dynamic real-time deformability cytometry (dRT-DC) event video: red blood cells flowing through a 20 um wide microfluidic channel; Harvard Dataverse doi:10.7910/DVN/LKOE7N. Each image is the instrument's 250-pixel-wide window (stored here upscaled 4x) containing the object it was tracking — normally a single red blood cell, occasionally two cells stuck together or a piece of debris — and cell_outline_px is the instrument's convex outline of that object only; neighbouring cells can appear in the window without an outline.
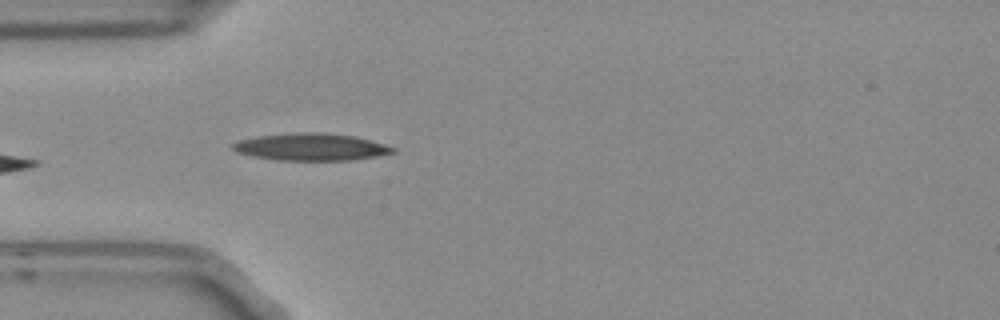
{"species": "Egyptian fruit bat (a non-hibernating species)", "species_latin": "Rousettus aegyptiacus", "temperature_condition": "room temperature", "stored_images_in_passage": 5, "camera_frame_rate_fps": 3000, "um_per_image_px": 0.085, "frame": {"image": 1, "passage_image": 5, "time_ms": 1.333, "image_size_px": [1000, 320], "cell_outline_px": [[396, 152], [376, 156], [348, 160], [276, 160], [252, 156], [236, 152], [232, 148], [232, 144], [240, 140], [256, 136], [296, 132], [320, 132], [356, 136], [384, 144], [396, 148]], "centroid_in_image_um": [26.43, 12.48], "position_along_channel_um": 58.6, "area_um2": 25.37}}